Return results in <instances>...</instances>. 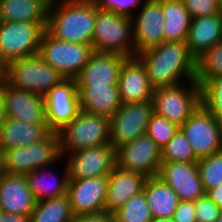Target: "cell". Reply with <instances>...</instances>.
<instances>
[{"mask_svg": "<svg viewBox=\"0 0 222 222\" xmlns=\"http://www.w3.org/2000/svg\"><path fill=\"white\" fill-rule=\"evenodd\" d=\"M136 57L145 66L150 85L174 86L187 81H195L196 58L190 53L186 41L163 42Z\"/></svg>", "mask_w": 222, "mask_h": 222, "instance_id": "6da1fadb", "label": "cell"}, {"mask_svg": "<svg viewBox=\"0 0 222 222\" xmlns=\"http://www.w3.org/2000/svg\"><path fill=\"white\" fill-rule=\"evenodd\" d=\"M96 6L94 0H52L45 30L66 42L92 45Z\"/></svg>", "mask_w": 222, "mask_h": 222, "instance_id": "7a4b0ae2", "label": "cell"}, {"mask_svg": "<svg viewBox=\"0 0 222 222\" xmlns=\"http://www.w3.org/2000/svg\"><path fill=\"white\" fill-rule=\"evenodd\" d=\"M1 77L12 87L43 97L65 79L39 54L9 62L1 69Z\"/></svg>", "mask_w": 222, "mask_h": 222, "instance_id": "3957f363", "label": "cell"}, {"mask_svg": "<svg viewBox=\"0 0 222 222\" xmlns=\"http://www.w3.org/2000/svg\"><path fill=\"white\" fill-rule=\"evenodd\" d=\"M60 160L63 158L57 132H50L39 142L1 153L2 172L7 174L26 175L42 167H53Z\"/></svg>", "mask_w": 222, "mask_h": 222, "instance_id": "277c9868", "label": "cell"}, {"mask_svg": "<svg viewBox=\"0 0 222 222\" xmlns=\"http://www.w3.org/2000/svg\"><path fill=\"white\" fill-rule=\"evenodd\" d=\"M132 18L96 6L95 28L92 39L94 51L116 53L126 58L135 57Z\"/></svg>", "mask_w": 222, "mask_h": 222, "instance_id": "5b68a950", "label": "cell"}, {"mask_svg": "<svg viewBox=\"0 0 222 222\" xmlns=\"http://www.w3.org/2000/svg\"><path fill=\"white\" fill-rule=\"evenodd\" d=\"M109 118L80 111L59 134L60 155L87 149L101 144H110Z\"/></svg>", "mask_w": 222, "mask_h": 222, "instance_id": "8992f818", "label": "cell"}, {"mask_svg": "<svg viewBox=\"0 0 222 222\" xmlns=\"http://www.w3.org/2000/svg\"><path fill=\"white\" fill-rule=\"evenodd\" d=\"M153 111L179 127L201 104V87L196 81L153 89Z\"/></svg>", "mask_w": 222, "mask_h": 222, "instance_id": "52a82bcc", "label": "cell"}, {"mask_svg": "<svg viewBox=\"0 0 222 222\" xmlns=\"http://www.w3.org/2000/svg\"><path fill=\"white\" fill-rule=\"evenodd\" d=\"M93 52L94 48L90 44L66 42L51 36L45 30L38 54L65 79H74L88 63Z\"/></svg>", "mask_w": 222, "mask_h": 222, "instance_id": "ba28073f", "label": "cell"}, {"mask_svg": "<svg viewBox=\"0 0 222 222\" xmlns=\"http://www.w3.org/2000/svg\"><path fill=\"white\" fill-rule=\"evenodd\" d=\"M47 23L0 21V70L9 62L39 53Z\"/></svg>", "mask_w": 222, "mask_h": 222, "instance_id": "9c48e42d", "label": "cell"}, {"mask_svg": "<svg viewBox=\"0 0 222 222\" xmlns=\"http://www.w3.org/2000/svg\"><path fill=\"white\" fill-rule=\"evenodd\" d=\"M153 113L152 101L122 104L109 118L110 144L117 149L146 134Z\"/></svg>", "mask_w": 222, "mask_h": 222, "instance_id": "30bf717a", "label": "cell"}, {"mask_svg": "<svg viewBox=\"0 0 222 222\" xmlns=\"http://www.w3.org/2000/svg\"><path fill=\"white\" fill-rule=\"evenodd\" d=\"M198 159L222 150L218 120L202 105L180 126Z\"/></svg>", "mask_w": 222, "mask_h": 222, "instance_id": "8fae6325", "label": "cell"}, {"mask_svg": "<svg viewBox=\"0 0 222 222\" xmlns=\"http://www.w3.org/2000/svg\"><path fill=\"white\" fill-rule=\"evenodd\" d=\"M161 165V148L147 134L116 149V166L122 170L148 177L158 176Z\"/></svg>", "mask_w": 222, "mask_h": 222, "instance_id": "7c38bea8", "label": "cell"}, {"mask_svg": "<svg viewBox=\"0 0 222 222\" xmlns=\"http://www.w3.org/2000/svg\"><path fill=\"white\" fill-rule=\"evenodd\" d=\"M48 130L61 131L81 111L75 79H64L44 97Z\"/></svg>", "mask_w": 222, "mask_h": 222, "instance_id": "4fadbf2b", "label": "cell"}, {"mask_svg": "<svg viewBox=\"0 0 222 222\" xmlns=\"http://www.w3.org/2000/svg\"><path fill=\"white\" fill-rule=\"evenodd\" d=\"M69 179H86L108 176L116 167V149L111 144H101L68 153Z\"/></svg>", "mask_w": 222, "mask_h": 222, "instance_id": "5bb4252c", "label": "cell"}, {"mask_svg": "<svg viewBox=\"0 0 222 222\" xmlns=\"http://www.w3.org/2000/svg\"><path fill=\"white\" fill-rule=\"evenodd\" d=\"M163 27L164 15L161 10V0H144L141 8L132 17L135 57L142 51L164 42Z\"/></svg>", "mask_w": 222, "mask_h": 222, "instance_id": "9a60e30c", "label": "cell"}, {"mask_svg": "<svg viewBox=\"0 0 222 222\" xmlns=\"http://www.w3.org/2000/svg\"><path fill=\"white\" fill-rule=\"evenodd\" d=\"M108 176L69 179L66 195L74 217L105 212Z\"/></svg>", "mask_w": 222, "mask_h": 222, "instance_id": "2e32d148", "label": "cell"}, {"mask_svg": "<svg viewBox=\"0 0 222 222\" xmlns=\"http://www.w3.org/2000/svg\"><path fill=\"white\" fill-rule=\"evenodd\" d=\"M1 94L7 118L29 124L47 123L43 96L12 87L2 77Z\"/></svg>", "mask_w": 222, "mask_h": 222, "instance_id": "e0dca14e", "label": "cell"}, {"mask_svg": "<svg viewBox=\"0 0 222 222\" xmlns=\"http://www.w3.org/2000/svg\"><path fill=\"white\" fill-rule=\"evenodd\" d=\"M158 176L175 191L180 200L195 201L205 194L197 162H161Z\"/></svg>", "mask_w": 222, "mask_h": 222, "instance_id": "ac0fdd59", "label": "cell"}, {"mask_svg": "<svg viewBox=\"0 0 222 222\" xmlns=\"http://www.w3.org/2000/svg\"><path fill=\"white\" fill-rule=\"evenodd\" d=\"M117 84L122 104L152 101L154 88L149 83L145 66L137 57L124 60Z\"/></svg>", "mask_w": 222, "mask_h": 222, "instance_id": "d6986e66", "label": "cell"}, {"mask_svg": "<svg viewBox=\"0 0 222 222\" xmlns=\"http://www.w3.org/2000/svg\"><path fill=\"white\" fill-rule=\"evenodd\" d=\"M126 57L94 51L88 63L74 78L77 86L118 85V76Z\"/></svg>", "mask_w": 222, "mask_h": 222, "instance_id": "ffe728a7", "label": "cell"}, {"mask_svg": "<svg viewBox=\"0 0 222 222\" xmlns=\"http://www.w3.org/2000/svg\"><path fill=\"white\" fill-rule=\"evenodd\" d=\"M36 202L25 175L1 173L0 208L4 212L31 215Z\"/></svg>", "mask_w": 222, "mask_h": 222, "instance_id": "44dd1931", "label": "cell"}, {"mask_svg": "<svg viewBox=\"0 0 222 222\" xmlns=\"http://www.w3.org/2000/svg\"><path fill=\"white\" fill-rule=\"evenodd\" d=\"M146 179L143 174L125 171L116 166L108 175L105 212L112 214L132 196L141 193Z\"/></svg>", "mask_w": 222, "mask_h": 222, "instance_id": "7402d4cb", "label": "cell"}, {"mask_svg": "<svg viewBox=\"0 0 222 222\" xmlns=\"http://www.w3.org/2000/svg\"><path fill=\"white\" fill-rule=\"evenodd\" d=\"M81 111L110 118L122 105L118 85L77 86Z\"/></svg>", "mask_w": 222, "mask_h": 222, "instance_id": "603a6c76", "label": "cell"}, {"mask_svg": "<svg viewBox=\"0 0 222 222\" xmlns=\"http://www.w3.org/2000/svg\"><path fill=\"white\" fill-rule=\"evenodd\" d=\"M220 40H222V13L191 18L186 44L195 58Z\"/></svg>", "mask_w": 222, "mask_h": 222, "instance_id": "cb8c5ba5", "label": "cell"}, {"mask_svg": "<svg viewBox=\"0 0 222 222\" xmlns=\"http://www.w3.org/2000/svg\"><path fill=\"white\" fill-rule=\"evenodd\" d=\"M49 133L47 123L29 124L7 118L0 131V152L39 142Z\"/></svg>", "mask_w": 222, "mask_h": 222, "instance_id": "d4e9b609", "label": "cell"}, {"mask_svg": "<svg viewBox=\"0 0 222 222\" xmlns=\"http://www.w3.org/2000/svg\"><path fill=\"white\" fill-rule=\"evenodd\" d=\"M52 0H0V21L47 23Z\"/></svg>", "mask_w": 222, "mask_h": 222, "instance_id": "484cf974", "label": "cell"}, {"mask_svg": "<svg viewBox=\"0 0 222 222\" xmlns=\"http://www.w3.org/2000/svg\"><path fill=\"white\" fill-rule=\"evenodd\" d=\"M64 165L65 168L62 170L63 172L61 173L62 175L59 176L60 178L57 177L54 170H49L50 166L39 168L25 175L28 182V187L34 195L36 201L66 195L69 182V168L67 162ZM50 178L54 179L51 181Z\"/></svg>", "mask_w": 222, "mask_h": 222, "instance_id": "4316f807", "label": "cell"}, {"mask_svg": "<svg viewBox=\"0 0 222 222\" xmlns=\"http://www.w3.org/2000/svg\"><path fill=\"white\" fill-rule=\"evenodd\" d=\"M143 192L153 218H170L180 202L175 191L159 176L148 177Z\"/></svg>", "mask_w": 222, "mask_h": 222, "instance_id": "83f0119b", "label": "cell"}, {"mask_svg": "<svg viewBox=\"0 0 222 222\" xmlns=\"http://www.w3.org/2000/svg\"><path fill=\"white\" fill-rule=\"evenodd\" d=\"M164 42L186 41L191 17L182 0H161Z\"/></svg>", "mask_w": 222, "mask_h": 222, "instance_id": "f1b7e54d", "label": "cell"}, {"mask_svg": "<svg viewBox=\"0 0 222 222\" xmlns=\"http://www.w3.org/2000/svg\"><path fill=\"white\" fill-rule=\"evenodd\" d=\"M67 195L40 200L30 215V222H74Z\"/></svg>", "mask_w": 222, "mask_h": 222, "instance_id": "f546056e", "label": "cell"}, {"mask_svg": "<svg viewBox=\"0 0 222 222\" xmlns=\"http://www.w3.org/2000/svg\"><path fill=\"white\" fill-rule=\"evenodd\" d=\"M216 76H222V40L196 58L195 81L200 87Z\"/></svg>", "mask_w": 222, "mask_h": 222, "instance_id": "4dcf8cb0", "label": "cell"}, {"mask_svg": "<svg viewBox=\"0 0 222 222\" xmlns=\"http://www.w3.org/2000/svg\"><path fill=\"white\" fill-rule=\"evenodd\" d=\"M113 222H150L153 219L144 192L132 196L112 213Z\"/></svg>", "mask_w": 222, "mask_h": 222, "instance_id": "1f68e13d", "label": "cell"}, {"mask_svg": "<svg viewBox=\"0 0 222 222\" xmlns=\"http://www.w3.org/2000/svg\"><path fill=\"white\" fill-rule=\"evenodd\" d=\"M190 142L179 129L161 149V162H198Z\"/></svg>", "mask_w": 222, "mask_h": 222, "instance_id": "d6a6232c", "label": "cell"}, {"mask_svg": "<svg viewBox=\"0 0 222 222\" xmlns=\"http://www.w3.org/2000/svg\"><path fill=\"white\" fill-rule=\"evenodd\" d=\"M197 167L205 193L222 184V150L200 158Z\"/></svg>", "mask_w": 222, "mask_h": 222, "instance_id": "836d02e7", "label": "cell"}, {"mask_svg": "<svg viewBox=\"0 0 222 222\" xmlns=\"http://www.w3.org/2000/svg\"><path fill=\"white\" fill-rule=\"evenodd\" d=\"M201 104L216 119H222V76L210 78L201 87Z\"/></svg>", "mask_w": 222, "mask_h": 222, "instance_id": "e575fe53", "label": "cell"}, {"mask_svg": "<svg viewBox=\"0 0 222 222\" xmlns=\"http://www.w3.org/2000/svg\"><path fill=\"white\" fill-rule=\"evenodd\" d=\"M179 129L180 127L175 123L153 113L150 117L146 134L162 149Z\"/></svg>", "mask_w": 222, "mask_h": 222, "instance_id": "d590c367", "label": "cell"}, {"mask_svg": "<svg viewBox=\"0 0 222 222\" xmlns=\"http://www.w3.org/2000/svg\"><path fill=\"white\" fill-rule=\"evenodd\" d=\"M99 10H107L116 14L133 17L141 8L144 0H94Z\"/></svg>", "mask_w": 222, "mask_h": 222, "instance_id": "8d00e7d4", "label": "cell"}, {"mask_svg": "<svg viewBox=\"0 0 222 222\" xmlns=\"http://www.w3.org/2000/svg\"><path fill=\"white\" fill-rule=\"evenodd\" d=\"M191 18L222 13L219 0H182Z\"/></svg>", "mask_w": 222, "mask_h": 222, "instance_id": "74e56055", "label": "cell"}, {"mask_svg": "<svg viewBox=\"0 0 222 222\" xmlns=\"http://www.w3.org/2000/svg\"><path fill=\"white\" fill-rule=\"evenodd\" d=\"M194 205L196 221L215 222L218 219L221 210L206 193L197 198Z\"/></svg>", "mask_w": 222, "mask_h": 222, "instance_id": "f35d334b", "label": "cell"}, {"mask_svg": "<svg viewBox=\"0 0 222 222\" xmlns=\"http://www.w3.org/2000/svg\"><path fill=\"white\" fill-rule=\"evenodd\" d=\"M172 218L175 222H195L194 201L180 200Z\"/></svg>", "mask_w": 222, "mask_h": 222, "instance_id": "ab89813d", "label": "cell"}, {"mask_svg": "<svg viewBox=\"0 0 222 222\" xmlns=\"http://www.w3.org/2000/svg\"><path fill=\"white\" fill-rule=\"evenodd\" d=\"M74 222H113V218L112 214L101 212L75 217Z\"/></svg>", "mask_w": 222, "mask_h": 222, "instance_id": "60d3db41", "label": "cell"}, {"mask_svg": "<svg viewBox=\"0 0 222 222\" xmlns=\"http://www.w3.org/2000/svg\"><path fill=\"white\" fill-rule=\"evenodd\" d=\"M206 194L216 203L220 210H222V184L209 189Z\"/></svg>", "mask_w": 222, "mask_h": 222, "instance_id": "b9f144b4", "label": "cell"}, {"mask_svg": "<svg viewBox=\"0 0 222 222\" xmlns=\"http://www.w3.org/2000/svg\"><path fill=\"white\" fill-rule=\"evenodd\" d=\"M2 222H30V215H20L5 212Z\"/></svg>", "mask_w": 222, "mask_h": 222, "instance_id": "7bdbcfd3", "label": "cell"}, {"mask_svg": "<svg viewBox=\"0 0 222 222\" xmlns=\"http://www.w3.org/2000/svg\"><path fill=\"white\" fill-rule=\"evenodd\" d=\"M7 116L6 112L4 109V102H3V97L1 94V77H0V131L1 128L3 127L4 123L6 122Z\"/></svg>", "mask_w": 222, "mask_h": 222, "instance_id": "ee69618b", "label": "cell"}, {"mask_svg": "<svg viewBox=\"0 0 222 222\" xmlns=\"http://www.w3.org/2000/svg\"><path fill=\"white\" fill-rule=\"evenodd\" d=\"M150 222H175L172 217L170 218H153Z\"/></svg>", "mask_w": 222, "mask_h": 222, "instance_id": "f6af8a7d", "label": "cell"}, {"mask_svg": "<svg viewBox=\"0 0 222 222\" xmlns=\"http://www.w3.org/2000/svg\"><path fill=\"white\" fill-rule=\"evenodd\" d=\"M217 120H218V123H219L220 135H221V138H222V119H217Z\"/></svg>", "mask_w": 222, "mask_h": 222, "instance_id": "bcb514c9", "label": "cell"}, {"mask_svg": "<svg viewBox=\"0 0 222 222\" xmlns=\"http://www.w3.org/2000/svg\"><path fill=\"white\" fill-rule=\"evenodd\" d=\"M4 214H5V212L0 208V222H2Z\"/></svg>", "mask_w": 222, "mask_h": 222, "instance_id": "7dc6e473", "label": "cell"}, {"mask_svg": "<svg viewBox=\"0 0 222 222\" xmlns=\"http://www.w3.org/2000/svg\"><path fill=\"white\" fill-rule=\"evenodd\" d=\"M215 222H222V210L219 213V217Z\"/></svg>", "mask_w": 222, "mask_h": 222, "instance_id": "c3c4849f", "label": "cell"}, {"mask_svg": "<svg viewBox=\"0 0 222 222\" xmlns=\"http://www.w3.org/2000/svg\"><path fill=\"white\" fill-rule=\"evenodd\" d=\"M2 173V161H1V152H0V175Z\"/></svg>", "mask_w": 222, "mask_h": 222, "instance_id": "681fc988", "label": "cell"}]
</instances>
